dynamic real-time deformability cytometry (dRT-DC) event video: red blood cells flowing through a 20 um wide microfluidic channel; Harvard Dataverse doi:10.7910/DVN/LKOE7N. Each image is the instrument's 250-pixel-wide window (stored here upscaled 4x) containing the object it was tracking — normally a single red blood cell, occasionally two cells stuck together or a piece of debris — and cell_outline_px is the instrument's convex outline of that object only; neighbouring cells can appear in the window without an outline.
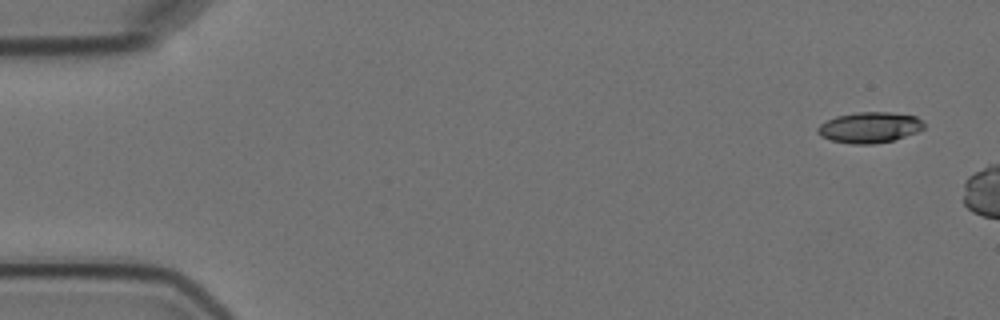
{"species": "Egyptian fruit bat (a non-hibernating species)", "species_latin": "Rousettus aegyptiacus", "temperature_condition": "cold", "stored_images_in_passage": 9, "camera_frame_rate_fps": 3000, "um_per_image_px": 0.085, "animal": {"sex": "female"}, "frame": {"image": 1, "passage_image": 1, "time_ms": 0.0, "image_size_px": [1000, 320], "cell_outline_px": [[924, 128], [916, 132], [892, 140], [872, 144], [852, 144], [832, 140], [820, 136], [816, 132], [816, 128], [820, 124], [836, 116], [856, 112], [888, 112], [916, 116], [924, 120]], "centroid_in_image_um": [73.9, 10.82], "position_along_channel_um": 11.1, "area_um2": 19.02}}